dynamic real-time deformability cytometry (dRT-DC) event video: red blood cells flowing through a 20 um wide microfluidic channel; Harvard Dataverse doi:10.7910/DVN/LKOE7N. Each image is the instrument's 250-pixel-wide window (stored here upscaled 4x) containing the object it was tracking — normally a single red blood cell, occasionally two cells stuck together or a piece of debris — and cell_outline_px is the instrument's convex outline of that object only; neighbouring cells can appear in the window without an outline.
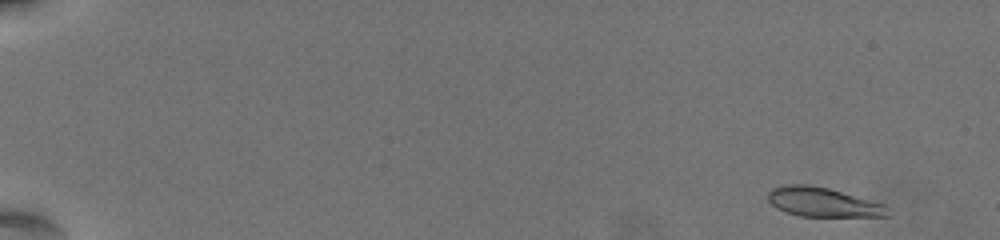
{"species": "common noctule bat (a hibernating species)", "species_latin": "Nyctalus noctula", "temperature_condition": "warm", "stored_images_in_passage": 58, "camera_frame_rate_fps": 3000, "um_per_image_px": 0.085, "animal": {"sex": "female", "body_mass_g": 19.5, "forearm_length_mm": 54.1}, "frame": {"image": 1, "passage_image": 1, "time_ms": 0.0, "image_size_px": [1000, 240], "cell_outline_px": [[888, 216], [800, 216], [784, 212], [776, 208], [768, 200], [768, 192], [772, 188], [784, 184], [808, 184], [828, 188], [884, 204]], "centroid_in_image_um": [69.86, 17.17], "position_along_channel_um": 15.1, "area_um2": 20.23}}
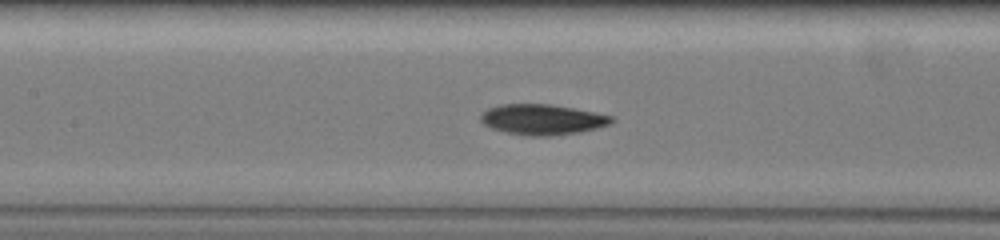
{"frame": {"image": 2, "passage_image": 29, "time_ms": 9.333, "image_size_px": [1000, 240], "cell_outline_px": [[616, 120], [608, 124], [596, 128], [580, 132], [552, 136], [528, 136], [504, 132], [492, 128], [484, 124], [480, 120], [480, 116], [488, 108], [500, 104], [548, 104], [572, 108], [612, 116]], "centroid_in_image_um": [46.07, 10.16], "position_along_channel_um": 161.3, "area_um2": 23.12}}
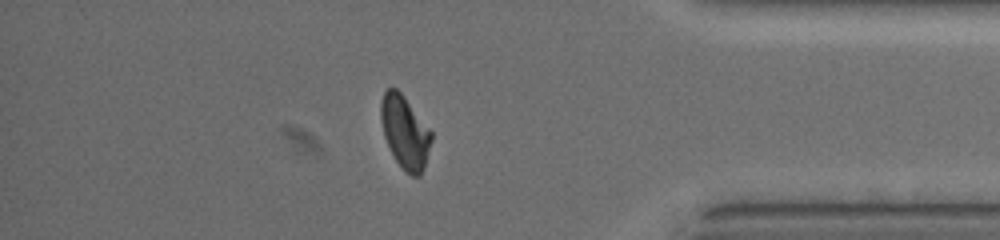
{"frame": {"image": 3, "passage_image": 51, "time_ms": 16.667, "image_size_px": [1000, 240], "cell_outline_px": [[432, 140], [424, 168], [420, 176], [412, 176], [396, 160], [384, 136], [380, 120], [380, 104], [384, 92], [388, 88], [396, 88], [400, 92], [432, 132]], "centroid_in_image_um": [34.41, 11.22], "position_along_channel_um": 400.8, "area_um2": 20.98}, "authors_computed_cell_mechanics": {"area_um2": 21.964, "velocity_mm_per_s": 3.5452, "shape_relaxation_time_tau1_ms": 4.3429, "shape_relaxation_time_tau2_ms": 2.3671, "deformation_change_tau1": 0.1903, "deformation_change_tau2": 0.077}}